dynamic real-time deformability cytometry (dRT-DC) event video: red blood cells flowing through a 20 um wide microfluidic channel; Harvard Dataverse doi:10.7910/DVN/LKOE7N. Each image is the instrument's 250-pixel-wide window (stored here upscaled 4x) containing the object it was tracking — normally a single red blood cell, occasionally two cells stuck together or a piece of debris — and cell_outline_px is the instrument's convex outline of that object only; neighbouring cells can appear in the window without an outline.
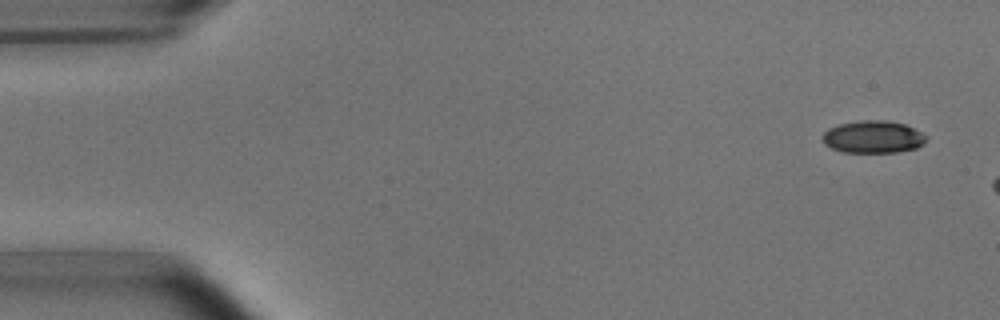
{"species": "common noctule bat (a hibernating species)", "species_latin": "Nyctalus noctula", "temperature_condition": "room temperature", "stored_images_in_passage": 3, "camera_frame_rate_fps": 3000, "um_per_image_px": 0.085, "animal": {"sex": "male", "body_mass_g": 15.6}, "frame": {"image": 1, "passage_image": 1, "time_ms": 0.0, "image_size_px": [1000, 320], "cell_outline_px": [[928, 140], [924, 144], [916, 148], [896, 152], [840, 152], [824, 144], [820, 136], [828, 128], [840, 124], [860, 120], [888, 120], [904, 124], [928, 136]], "centroid_in_image_um": [74.2, 11.64], "position_along_channel_um": 10.8, "area_um2": 19.77}}